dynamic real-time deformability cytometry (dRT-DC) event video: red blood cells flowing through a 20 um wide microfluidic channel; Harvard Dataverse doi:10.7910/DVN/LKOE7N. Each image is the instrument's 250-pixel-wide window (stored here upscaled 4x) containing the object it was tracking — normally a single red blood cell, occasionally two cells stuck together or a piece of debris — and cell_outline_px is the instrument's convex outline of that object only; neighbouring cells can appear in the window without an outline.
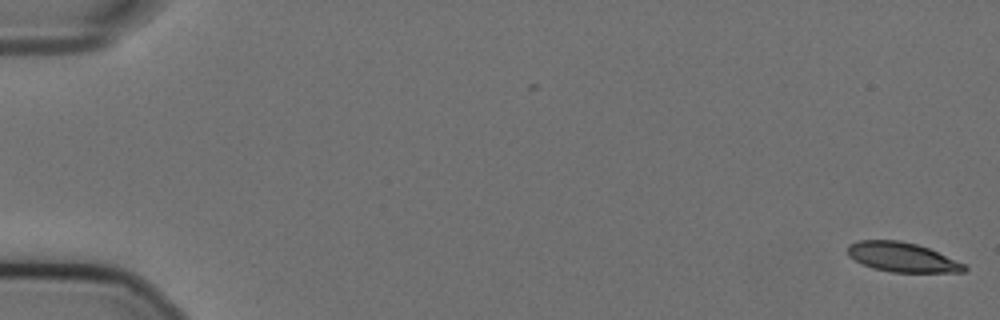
{"species": "Egyptian fruit bat (a non-hibernating species)", "species_latin": "Rousettus aegyptiacus", "temperature_condition": "cold", "stored_images_in_passage": 2, "camera_frame_rate_fps": 3000, "um_per_image_px": 0.085, "animal": {"sex": "female"}, "frame": {"image": 1, "passage_image": 2, "time_ms": 0.333, "image_size_px": [1000, 320], "cell_outline_px": [[968, 268], [964, 272], [892, 272], [872, 268], [848, 256], [848, 244], [860, 240], [900, 240], [916, 244], [928, 248], [964, 264]], "centroid_in_image_um": [76.66, 21.86], "position_along_channel_um": 8.3, "area_um2": 19.83}}